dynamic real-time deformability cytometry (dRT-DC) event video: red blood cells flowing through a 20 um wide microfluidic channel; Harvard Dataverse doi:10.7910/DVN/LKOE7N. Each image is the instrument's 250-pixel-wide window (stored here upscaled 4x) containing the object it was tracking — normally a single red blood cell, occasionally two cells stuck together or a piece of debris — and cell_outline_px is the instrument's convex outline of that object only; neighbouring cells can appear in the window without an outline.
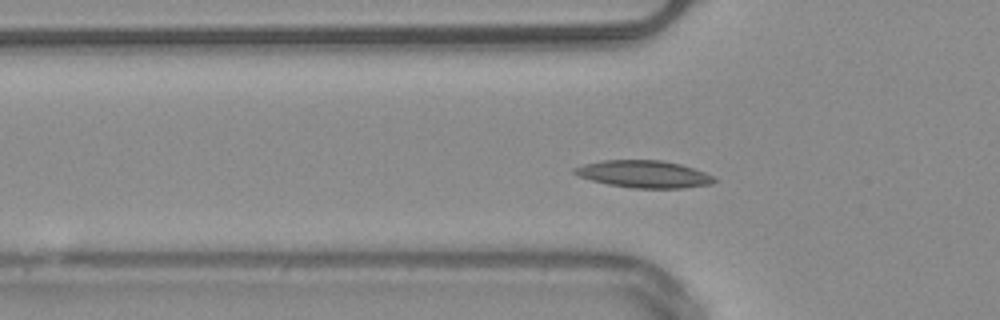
{"species": "common noctule bat (a hibernating species)", "species_latin": "Nyctalus noctula", "temperature_condition": "warm", "stored_images_in_passage": 43, "camera_frame_rate_fps": 3000, "um_per_image_px": 0.085, "animal": {"sex": "male", "body_mass_g": 20.4}, "frame": {"image": 1, "passage_image": 13, "time_ms": 4.0, "image_size_px": [1000, 320], "cell_outline_px": [[716, 180], [712, 184], [684, 188], [632, 188], [608, 184], [592, 180], [580, 176], [572, 172], [572, 168], [584, 164], [604, 160], [660, 160], [680, 164], [704, 172], [712, 176]], "centroid_in_image_um": [54.72, 14.8], "position_along_channel_um": 71.1, "area_um2": 22.02}, "authors_computed_cell_mechanics": {"area_um2": 19.8254, "velocity_mm_per_s": 3.963, "shape_relaxation_time_tau1_ms": 5.3055, "shape_relaxation_time_tau2_ms": 3.3218, "deformation_change_tau1": 0.1272, "deformation_change_tau2": 0.0836}}